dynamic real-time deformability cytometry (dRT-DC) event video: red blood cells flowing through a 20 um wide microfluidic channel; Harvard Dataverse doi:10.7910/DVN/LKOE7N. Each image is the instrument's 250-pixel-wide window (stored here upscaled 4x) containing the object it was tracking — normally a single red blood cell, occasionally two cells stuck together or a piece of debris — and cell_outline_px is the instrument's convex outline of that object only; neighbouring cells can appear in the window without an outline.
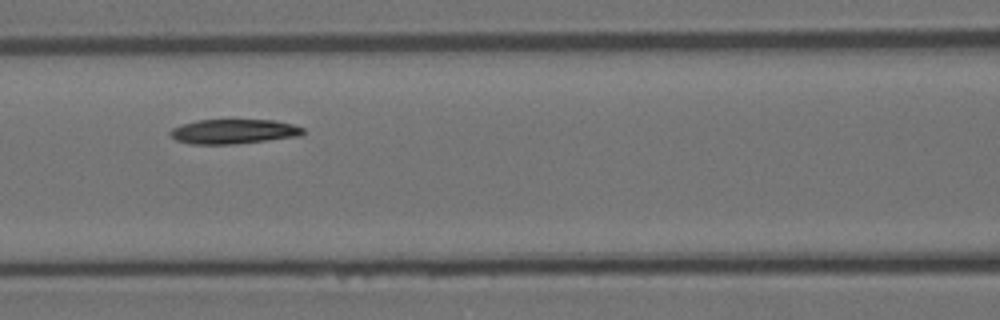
{"species": "Egyptian fruit bat (a non-hibernating species)", "species_latin": "Rousettus aegyptiacus", "temperature_condition": "room temperature", "stored_images_in_passage": 8, "camera_frame_rate_fps": 3000, "um_per_image_px": 0.085, "animal": {"sex": "female"}, "frame": {"image": 1, "passage_image": 5, "time_ms": 1.333, "image_size_px": [1000, 320], "cell_outline_px": [[304, 132], [300, 136], [232, 144], [192, 144], [176, 140], [168, 132], [172, 128], [180, 124], [196, 120], [276, 120], [292, 124], [304, 128]], "centroid_in_image_um": [19.84, 11.17], "position_along_channel_um": 146.8, "area_um2": 19.02}}
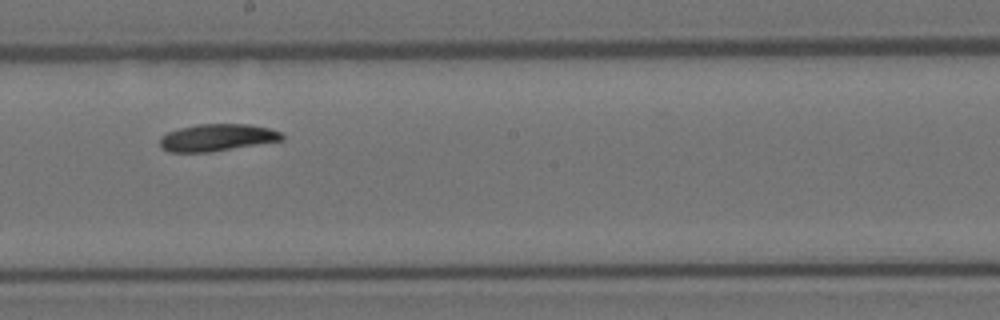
{"frame": {"image": 2, "passage_image": 7, "time_ms": 2.0, "image_size_px": [1000, 320], "cell_outline_px": [[284, 140], [212, 152], [168, 152], [160, 144], [160, 136], [168, 132], [180, 128], [196, 124], [248, 124], [268, 128], [280, 132], [284, 136]], "centroid_in_image_um": [18.46, 11.69], "position_along_channel_um": 229.7, "area_um2": 19.31}}
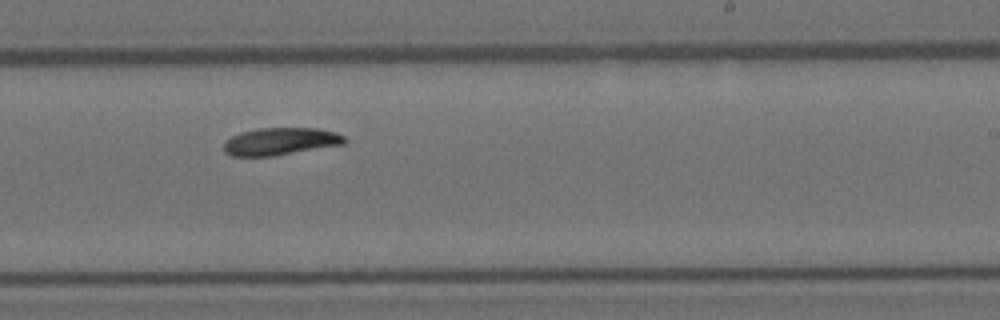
{"frame": {"image": 3, "passage_image": 8, "time_ms": 2.333, "image_size_px": [1000, 320], "cell_outline_px": [[344, 144], [276, 156], [232, 156], [224, 152], [224, 144], [232, 136], [240, 132], [260, 128], [316, 128], [336, 132], [344, 136]], "centroid_in_image_um": [23.83, 12.02], "position_along_channel_um": 265.2, "area_um2": 19.25}}